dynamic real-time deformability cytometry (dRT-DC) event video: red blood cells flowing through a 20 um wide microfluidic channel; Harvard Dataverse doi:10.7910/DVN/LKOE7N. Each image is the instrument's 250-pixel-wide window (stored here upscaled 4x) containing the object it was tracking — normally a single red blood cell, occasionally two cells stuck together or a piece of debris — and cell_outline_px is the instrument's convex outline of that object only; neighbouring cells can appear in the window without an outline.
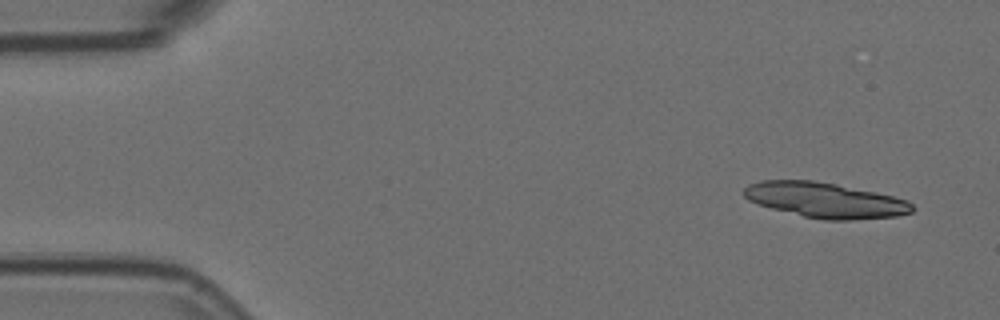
{"species": "Egyptian fruit bat (a non-hibernating species)", "species_latin": "Rousettus aegyptiacus", "temperature_condition": "room temperature", "stored_images_in_passage": 4, "camera_frame_rate_fps": 3000, "um_per_image_px": 0.085, "animal": {"sex": "female"}, "frame": {"image": 1, "passage_image": 1, "time_ms": 0.0, "image_size_px": [1000, 320], "cell_outline_px": [[916, 208], [912, 212], [896, 216], [852, 220], [824, 220], [804, 216], [756, 204], [748, 200], [744, 196], [744, 188], [748, 184], [760, 180], [812, 180], [836, 184], [876, 192], [908, 200]], "centroid_in_image_um": [70.14, 17.01], "position_along_channel_um": 14.9, "area_um2": 34.56}}